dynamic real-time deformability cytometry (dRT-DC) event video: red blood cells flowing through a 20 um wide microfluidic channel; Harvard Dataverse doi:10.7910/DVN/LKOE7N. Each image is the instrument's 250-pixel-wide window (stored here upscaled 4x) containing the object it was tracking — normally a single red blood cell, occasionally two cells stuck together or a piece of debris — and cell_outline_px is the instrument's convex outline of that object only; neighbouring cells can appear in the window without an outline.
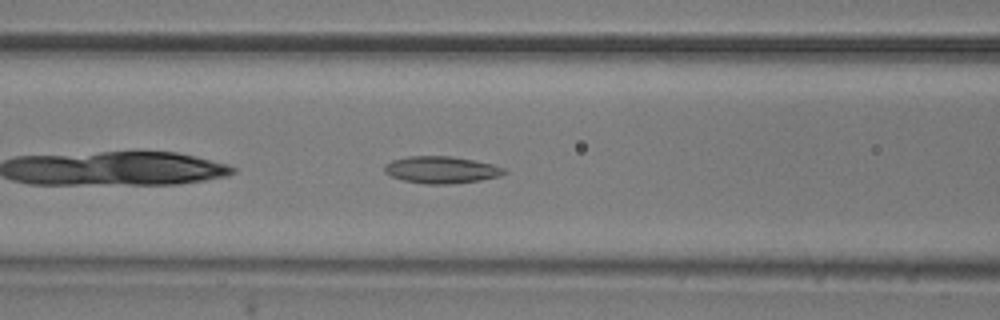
{"species": "common noctule bat (a hibernating species)", "species_latin": "Nyctalus noctula", "temperature_condition": "room temperature", "stored_images_in_passage": 33, "camera_frame_rate_fps": 3000, "um_per_image_px": 0.085, "animal": {"sex": "male", "body_mass_g": 20.5, "forearm_length_mm": 52.5}, "frame": {"image": 1, "passage_image": 7, "time_ms": 2.0, "image_size_px": [1000, 320], "cell_outline_px": [[504, 172], [500, 176], [480, 180], [448, 184], [424, 184], [404, 180], [392, 176], [384, 172], [384, 164], [392, 160], [408, 156], [452, 156], [492, 164], [504, 168]], "centroid_in_image_um": [37.47, 14.43], "position_along_channel_um": 129.1, "area_um2": 18.67}}
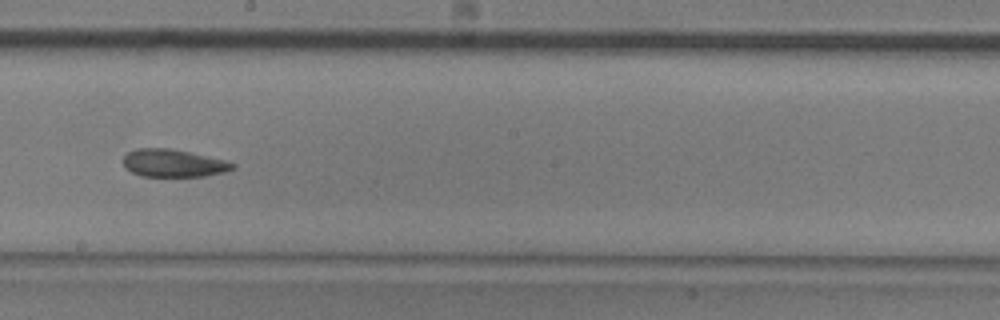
{"frame": {"image": 2, "passage_image": 15, "time_ms": 4.667, "image_size_px": [1000, 320], "cell_outline_px": [[236, 168], [224, 172], [204, 176], [140, 176], [124, 168], [124, 156], [128, 152], [136, 148], [172, 148], [224, 160], [236, 164]], "centroid_in_image_um": [14.72, 13.87], "position_along_channel_um": 233.5, "area_um2": 17.63}}
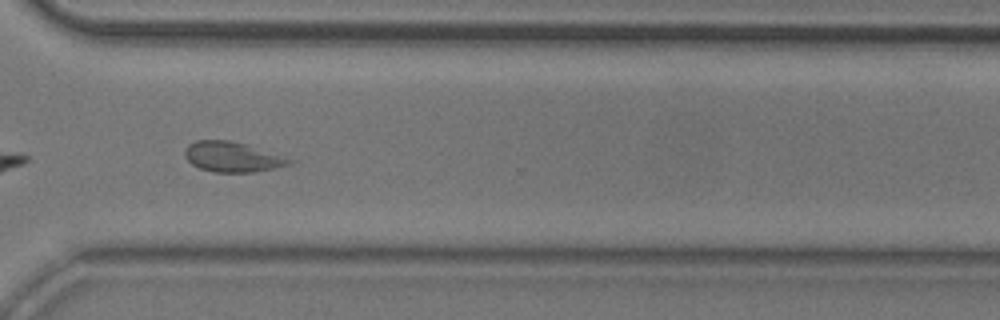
{"frame": {"image": 3, "passage_image": 24, "time_ms": 7.667, "image_size_px": [1000, 320], "cell_outline_px": [[296, 160], [292, 164], [276, 168], [256, 172], [212, 172], [200, 168], [192, 164], [184, 156], [184, 148], [188, 144], [196, 140], [228, 140], [244, 144]], "centroid_in_image_um": [19.74, 13.34], "position_along_channel_um": 350.9, "area_um2": 18.38}, "authors_computed_cell_mechanics": {"area_um2": 18.0914, "velocity_mm_per_s": 3.9222, "shape_relaxation_time_tau1_ms": null, "shape_relaxation_time_tau2_ms": 3.5394, "deformation_change_tau1": null, "deformation_change_tau2": 0.1033}}